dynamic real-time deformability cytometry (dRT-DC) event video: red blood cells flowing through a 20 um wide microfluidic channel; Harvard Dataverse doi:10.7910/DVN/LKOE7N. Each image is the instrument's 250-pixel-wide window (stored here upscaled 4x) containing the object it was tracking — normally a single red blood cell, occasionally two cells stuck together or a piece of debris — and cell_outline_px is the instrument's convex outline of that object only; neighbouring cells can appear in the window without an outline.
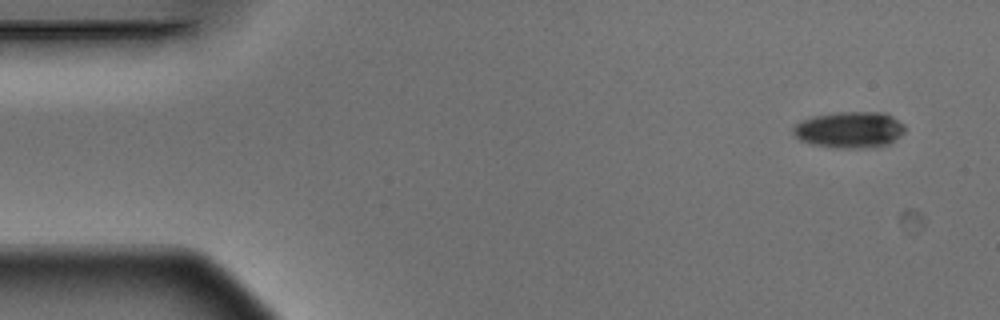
{"species": "Egyptian fruit bat (a non-hibernating species)", "species_latin": "Rousettus aegyptiacus", "temperature_condition": "warm", "stored_images_in_passage": 9, "camera_frame_rate_fps": 3000, "um_per_image_px": 0.085, "animal": {"sex": "male"}, "frame": {"image": 1, "passage_image": 1, "time_ms": 0.0, "image_size_px": [1000, 320], "cell_outline_px": [[904, 132], [900, 136], [888, 144], [872, 148], [832, 148], [812, 144], [800, 140], [792, 132], [792, 128], [796, 124], [812, 116], [840, 112], [884, 112], [892, 116], [904, 124]], "centroid_in_image_um": [72.22, 11.04], "position_along_channel_um": 12.8, "area_um2": 23.76}}
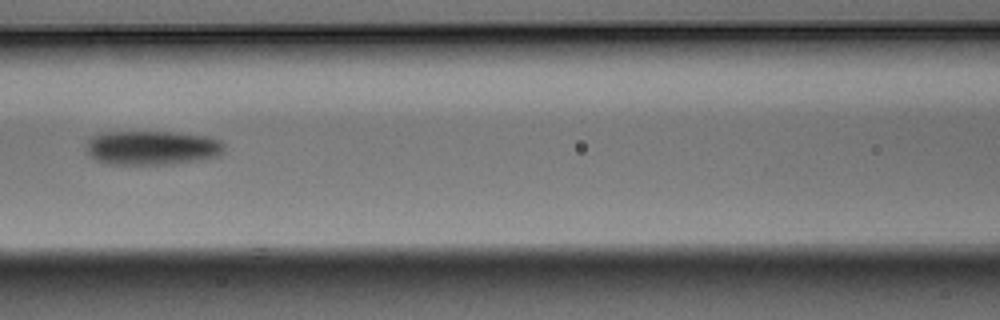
{"frame": {"image": 2, "passage_image": 7, "time_ms": 2.0, "image_size_px": [1000, 320], "cell_outline_px": [[224, 152], [220, 156], [196, 160], [168, 164], [108, 164], [96, 160], [84, 148], [88, 140], [92, 136], [104, 132], [172, 132], [208, 136], [220, 140], [224, 144]], "centroid_in_image_um": [12.93, 12.55], "position_along_channel_um": 153.7, "area_um2": 27.57}}
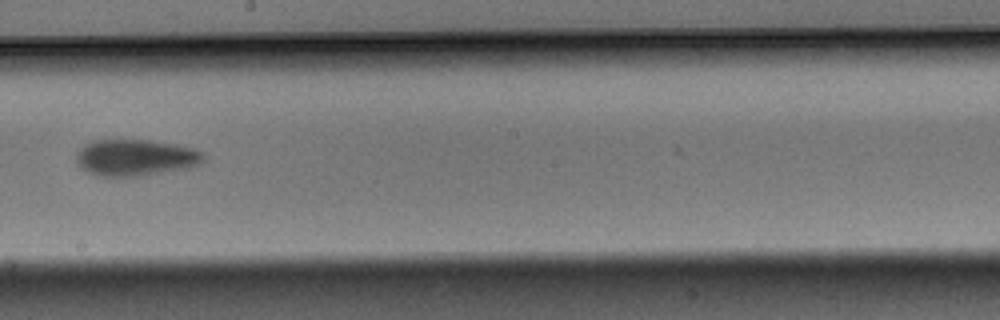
{"frame": {"image": 3, "passage_image": 9, "time_ms": 2.667, "image_size_px": [1000, 320], "cell_outline_px": [[204, 156], [200, 164], [188, 168], [140, 176], [100, 176], [88, 172], [80, 168], [76, 164], [76, 152], [84, 144], [96, 140], [148, 140], [176, 144], [192, 148], [200, 152]], "centroid_in_image_um": [11.47, 13.4], "position_along_channel_um": 236.7, "area_um2": 27.05}}